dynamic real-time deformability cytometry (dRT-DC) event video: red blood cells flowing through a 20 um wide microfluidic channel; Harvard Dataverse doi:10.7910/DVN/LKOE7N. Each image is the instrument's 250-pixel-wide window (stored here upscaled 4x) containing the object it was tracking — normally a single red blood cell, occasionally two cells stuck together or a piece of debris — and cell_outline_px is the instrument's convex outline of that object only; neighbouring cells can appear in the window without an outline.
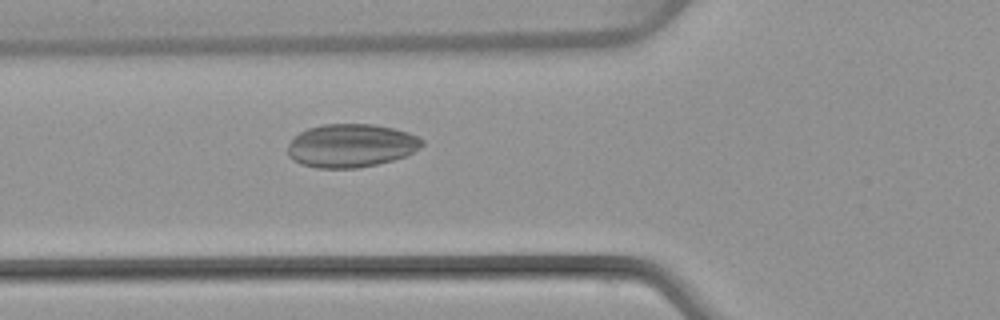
{"species": "common noctule bat (a hibernating species)", "species_latin": "Nyctalus noctula", "temperature_condition": "warm", "stored_images_in_passage": 50, "camera_frame_rate_fps": 3000, "um_per_image_px": 0.085, "animal": {"sex": "female", "body_mass_g": 22.7, "forearm_length_mm": 54.2}, "frame": {"image": 1, "passage_image": 18, "time_ms": 5.667, "image_size_px": [1000, 320], "cell_outline_px": [[424, 144], [412, 152], [404, 156], [392, 160], [376, 164], [356, 168], [316, 168], [300, 164], [292, 160], [288, 156], [288, 144], [292, 136], [308, 128], [324, 124], [372, 124], [392, 128], [408, 132], [424, 140]], "centroid_in_image_um": [29.79, 12.37], "position_along_channel_um": 96.0, "area_um2": 33.99}}
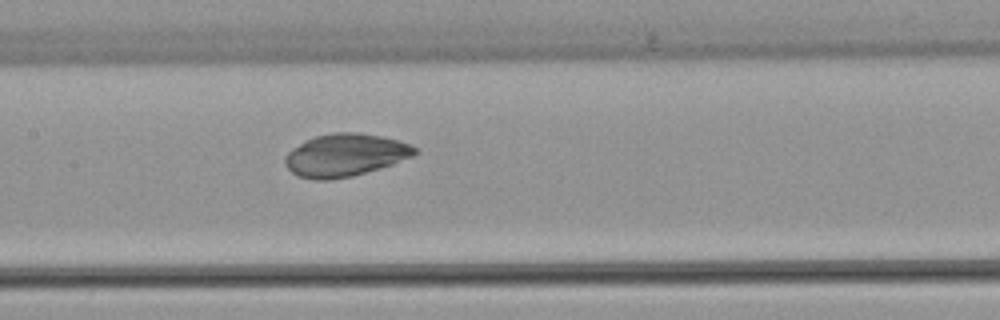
{"frame": {"image": 2, "passage_image": 24, "time_ms": 7.667, "image_size_px": [1000, 320], "cell_outline_px": [[416, 152], [412, 156], [392, 164], [380, 168], [352, 176], [328, 180], [316, 180], [296, 176], [284, 164], [284, 156], [292, 148], [316, 136], [332, 132], [356, 132], [380, 136], [400, 140], [412, 144], [416, 148]], "centroid_in_image_um": [29.33, 13.18], "position_along_channel_um": 178.1, "area_um2": 32.19}}
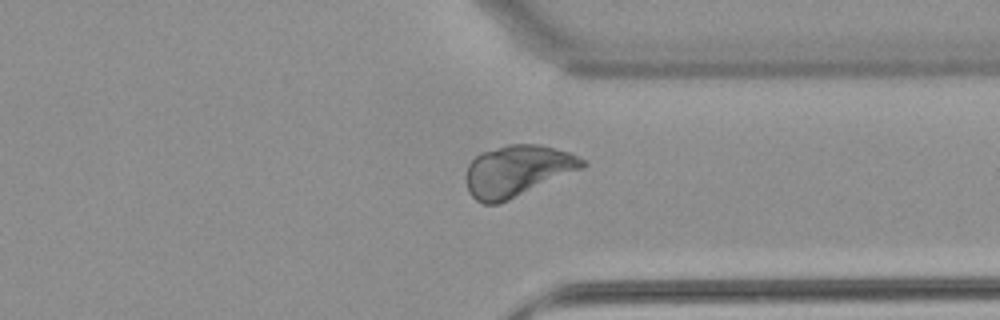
{"frame": {"image": 3, "passage_image": 38, "time_ms": 12.333, "image_size_px": [1000, 320], "cell_outline_px": [[588, 164], [584, 168], [508, 200], [496, 204], [484, 204], [476, 200], [468, 192], [468, 164], [480, 152], [508, 144], [540, 144], [568, 152], [584, 160]], "centroid_in_image_um": [43.99, 14.51], "position_along_channel_um": 367.4, "area_um2": 34.45}}